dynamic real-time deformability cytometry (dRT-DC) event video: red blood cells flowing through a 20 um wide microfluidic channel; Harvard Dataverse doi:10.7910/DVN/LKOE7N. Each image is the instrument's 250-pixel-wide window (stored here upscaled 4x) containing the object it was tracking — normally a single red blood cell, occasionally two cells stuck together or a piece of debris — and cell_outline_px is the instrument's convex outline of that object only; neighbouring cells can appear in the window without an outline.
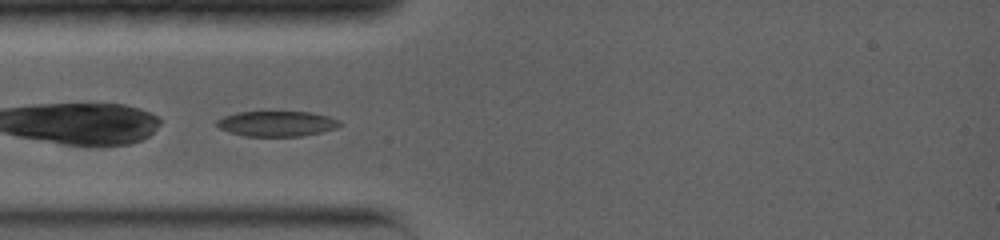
{"species": "common noctule bat (a hibernating species)", "species_latin": "Nyctalus noctula", "temperature_condition": "warm", "stored_images_in_passage": 5, "camera_frame_rate_fps": 5000, "um_per_image_px": 0.085, "animal": {"sex": "female", "body_mass_g": 19.0, "forearm_length_mm": 56.7}, "frame": {"image": 1, "passage_image": 2, "time_ms": 0.4, "image_size_px": [1000, 240], "cell_outline_px": [[344, 124], [336, 128], [320, 132], [300, 136], [244, 136], [228, 132], [220, 128], [216, 124], [216, 120], [224, 116], [236, 112], [312, 112], [328, 116], [340, 120]], "centroid_in_image_um": [23.54, 10.51], "position_along_channel_um": 61.5, "area_um2": 18.21}}